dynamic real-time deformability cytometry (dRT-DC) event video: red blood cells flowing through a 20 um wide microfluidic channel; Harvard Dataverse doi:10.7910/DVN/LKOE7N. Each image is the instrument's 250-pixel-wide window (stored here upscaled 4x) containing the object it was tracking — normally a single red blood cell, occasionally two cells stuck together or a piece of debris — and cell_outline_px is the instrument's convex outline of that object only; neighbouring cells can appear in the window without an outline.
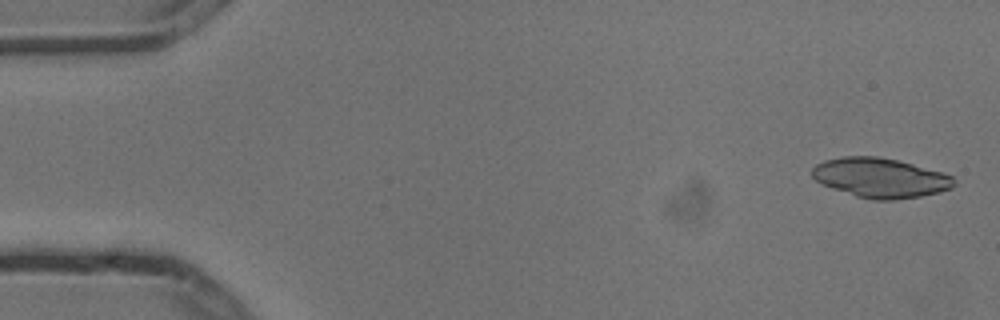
{"species": "common noctule bat (a hibernating species)", "species_latin": "Nyctalus noctula", "temperature_condition": "cold", "stored_images_in_passage": 5, "camera_frame_rate_fps": 3000, "um_per_image_px": 0.085, "animal": {"sex": "male", "body_mass_g": 13.3}, "frame": {"image": 1, "passage_image": 1, "time_ms": 0.0, "image_size_px": [1000, 320], "cell_outline_px": [[956, 184], [952, 188], [940, 192], [920, 196], [892, 200], [872, 200], [856, 196], [832, 188], [816, 180], [812, 176], [812, 168], [816, 164], [824, 160], [840, 156], [876, 156], [896, 160], [912, 164], [940, 172], [952, 176]], "centroid_in_image_um": [74.81, 15.11], "position_along_channel_um": 10.2, "area_um2": 32.6}}